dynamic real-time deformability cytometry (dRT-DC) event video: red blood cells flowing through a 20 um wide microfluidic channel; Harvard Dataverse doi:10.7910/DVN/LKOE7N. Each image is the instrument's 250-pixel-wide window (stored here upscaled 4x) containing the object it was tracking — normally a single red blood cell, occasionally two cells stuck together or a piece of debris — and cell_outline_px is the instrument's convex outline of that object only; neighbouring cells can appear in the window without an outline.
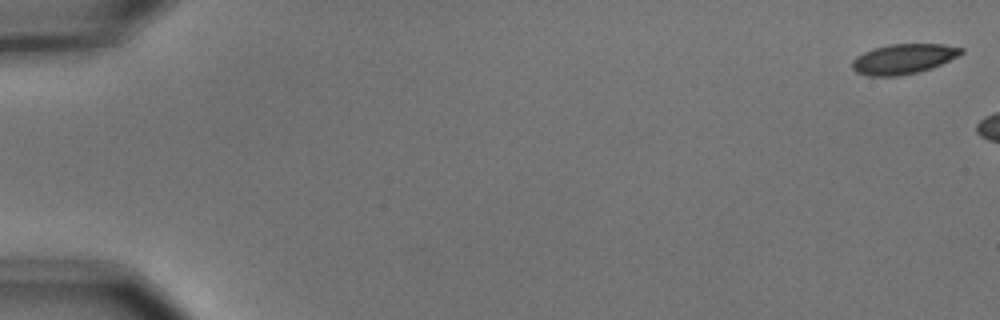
{"species": "common noctule bat (a hibernating species)", "species_latin": "Nyctalus noctula", "temperature_condition": "cold", "stored_images_in_passage": 3, "camera_frame_rate_fps": 3000, "um_per_image_px": 0.085, "animal": {"sex": "male", "body_mass_g": 15.6}, "frame": {"image": 1, "passage_image": 1, "time_ms": 0.0, "image_size_px": [1000, 320], "cell_outline_px": [[964, 52], [932, 68], [920, 72], [900, 76], [868, 76], [856, 72], [852, 68], [852, 60], [856, 56], [872, 48], [888, 44], [944, 44], [964, 48]], "centroid_in_image_um": [76.76, 5.01], "position_along_channel_um": 8.2, "area_um2": 19.19}}